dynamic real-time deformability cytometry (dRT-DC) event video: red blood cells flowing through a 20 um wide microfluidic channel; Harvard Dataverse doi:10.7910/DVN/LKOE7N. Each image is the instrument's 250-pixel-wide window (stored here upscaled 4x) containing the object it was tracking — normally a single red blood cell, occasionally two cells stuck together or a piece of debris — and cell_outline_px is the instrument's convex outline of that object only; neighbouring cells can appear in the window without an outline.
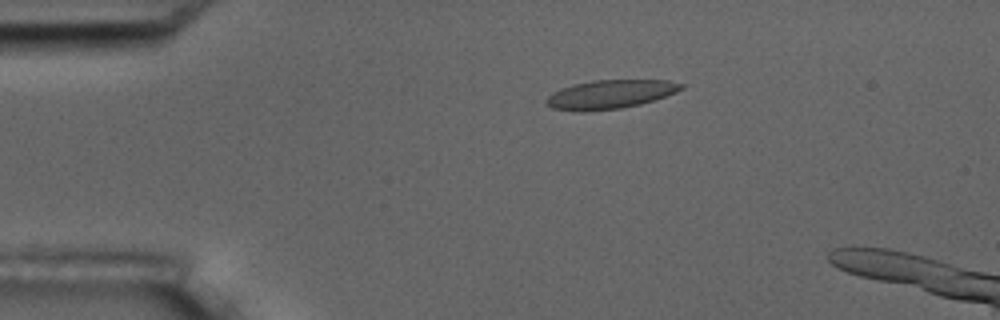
{"species": "common noctule bat (a hibernating species)", "species_latin": "Nyctalus noctula", "temperature_condition": "room temperature", "stored_images_in_passage": 14, "camera_frame_rate_fps": 3000, "um_per_image_px": 0.085, "animal": {"sex": "male", "body_mass_g": 17.5, "forearm_length_mm": 52.3}, "frame": {"image": 1, "passage_image": 1, "time_ms": 0.0, "image_size_px": [1000, 320], "cell_outline_px": [[684, 88], [676, 92], [640, 104], [620, 108], [584, 112], [580, 112], [552, 108], [544, 100], [552, 92], [560, 88], [572, 84], [592, 80], [668, 80], [684, 84]], "centroid_in_image_um": [51.82, 8.01], "position_along_channel_um": 33.2, "area_um2": 22.66}}
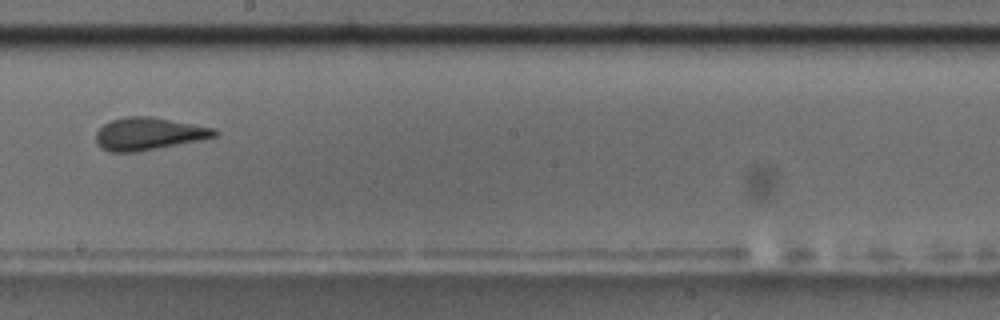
{"frame": {"image": 2, "passage_image": 7, "time_ms": 7.0, "image_size_px": [1000, 320], "cell_outline_px": [[220, 132], [216, 136], [200, 140], [136, 152], [108, 152], [100, 148], [96, 144], [96, 132], [104, 124], [112, 120], [128, 116], [152, 116], [216, 128]], "centroid_in_image_um": [12.63, 11.37], "position_along_channel_um": 235.6, "area_um2": 22.6}}
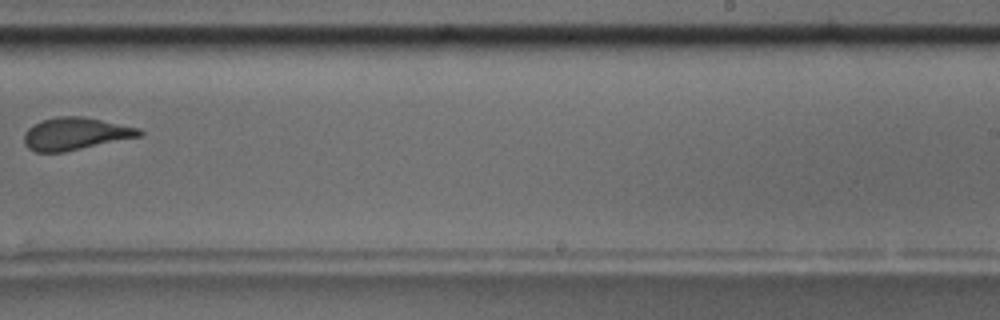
{"frame": {"image": 3, "passage_image": 8, "time_ms": 8.333, "image_size_px": [1000, 320], "cell_outline_px": [[144, 132], [140, 136], [64, 152], [36, 152], [28, 148], [24, 144], [24, 132], [32, 124], [40, 120], [56, 116], [84, 116], [140, 128]], "centroid_in_image_um": [6.37, 11.35], "position_along_channel_um": 282.6, "area_um2": 21.91}, "authors_computed_cell_mechanics": {"area_um2": 22.4553, "velocity_mm_per_s": 3.5262, "shape_relaxation_time_tau1_ms": null, "shape_relaxation_time_tau2_ms": 1.417, "deformation_change_tau1": null, "deformation_change_tau2": 0.0545}}